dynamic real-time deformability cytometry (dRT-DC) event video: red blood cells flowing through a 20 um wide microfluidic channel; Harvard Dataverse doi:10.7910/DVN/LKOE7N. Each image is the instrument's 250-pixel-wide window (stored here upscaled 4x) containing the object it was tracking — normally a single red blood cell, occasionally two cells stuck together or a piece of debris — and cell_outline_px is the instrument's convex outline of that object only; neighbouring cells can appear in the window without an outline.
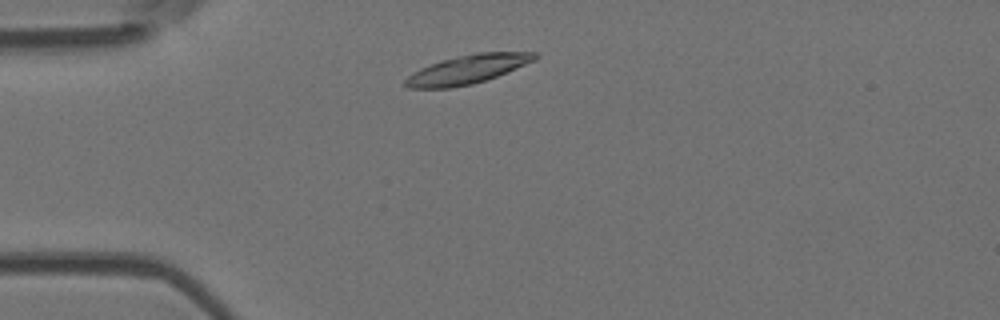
{"species": "Egyptian fruit bat (a non-hibernating species)", "species_latin": "Rousettus aegyptiacus", "temperature_condition": "room temperature", "stored_images_in_passage": 1, "camera_frame_rate_fps": 3000, "um_per_image_px": 0.085, "animal": {"sex": "female"}, "frame": {"image": 1, "passage_image": 1, "time_ms": 0.0, "image_size_px": [1000, 320], "cell_outline_px": [[540, 56], [536, 60], [496, 76], [472, 84], [452, 88], [408, 88], [404, 84], [404, 80], [412, 72], [420, 68], [444, 60], [476, 52], [536, 52]], "centroid_in_image_um": [39.74, 5.9], "position_along_channel_um": 45.3, "area_um2": 21.5}}